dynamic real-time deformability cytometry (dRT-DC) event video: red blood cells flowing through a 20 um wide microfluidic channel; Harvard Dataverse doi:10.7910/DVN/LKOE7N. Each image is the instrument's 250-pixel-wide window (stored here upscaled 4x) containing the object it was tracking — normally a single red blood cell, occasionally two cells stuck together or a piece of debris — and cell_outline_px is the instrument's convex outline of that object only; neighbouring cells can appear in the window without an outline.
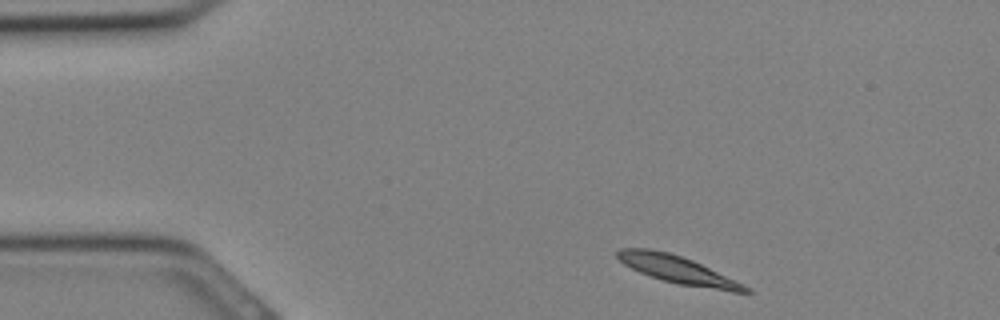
{"species": "Egyptian fruit bat (a non-hibernating species)", "species_latin": "Rousettus aegyptiacus", "temperature_condition": "cold", "stored_images_in_passage": 28, "camera_frame_rate_fps": 3000, "um_per_image_px": 0.085, "animal": {"sex": "female"}, "frame": {"image": 1, "passage_image": 1, "time_ms": 0.0, "image_size_px": [1000, 320], "cell_outline_px": [[752, 292], [732, 292], [680, 284], [664, 280], [640, 272], [624, 264], [616, 256], [616, 252], [620, 248], [648, 248], [668, 252], [692, 260], [744, 284], [752, 288]], "centroid_in_image_um": [57.62, 22.92], "position_along_channel_um": 27.4, "area_um2": 20.23}}
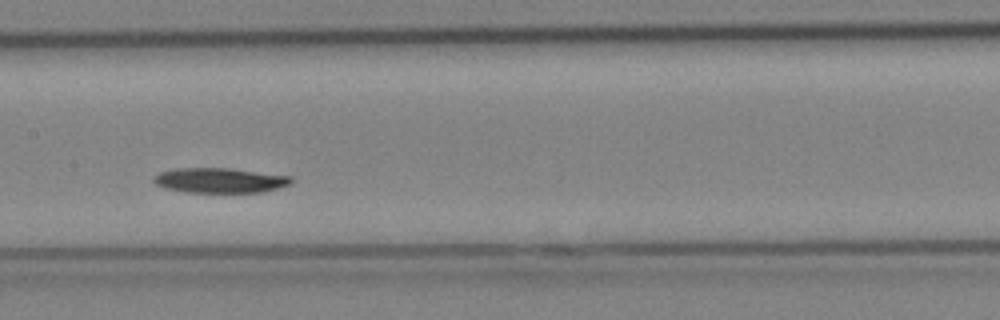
{"frame": {"image": 2, "passage_image": 12, "time_ms": 3.667, "image_size_px": [1000, 320], "cell_outline_px": [[292, 180], [288, 184], [276, 188], [260, 192], [188, 192], [164, 188], [156, 184], [152, 180], [160, 172], [176, 168], [228, 168], [292, 176]], "centroid_in_image_um": [18.65, 15.32], "position_along_channel_um": 188.7, "area_um2": 19.71}}
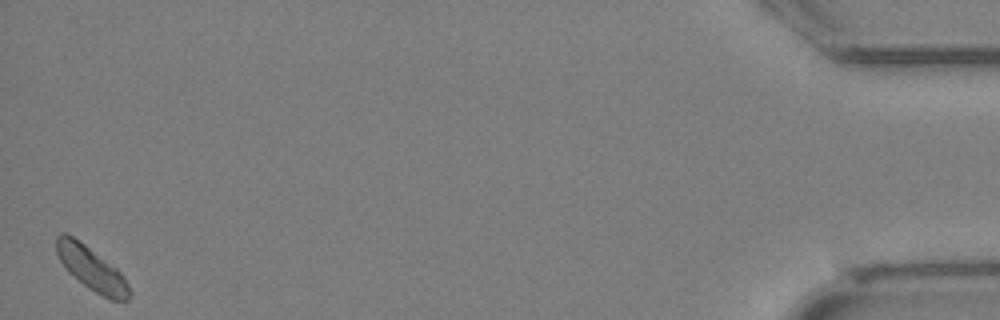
{"frame": {"image": 3, "passage_image": 28, "time_ms": 9.0, "image_size_px": [1000, 320], "cell_outline_px": [[132, 292], [128, 300], [112, 300], [88, 288], [68, 272], [64, 268], [56, 252], [56, 236], [60, 232], [64, 232], [72, 236], [84, 244], [116, 268], [124, 276]], "centroid_in_image_um": [7.77, 22.83], "position_along_channel_um": 427.4, "area_um2": 18.38}}